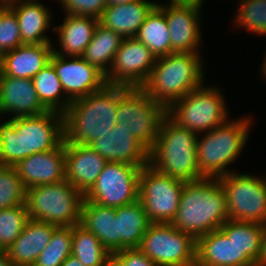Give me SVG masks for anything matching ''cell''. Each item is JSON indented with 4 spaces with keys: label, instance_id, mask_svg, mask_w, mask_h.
Segmentation results:
<instances>
[{
    "label": "cell",
    "instance_id": "cell-29",
    "mask_svg": "<svg viewBox=\"0 0 266 266\" xmlns=\"http://www.w3.org/2000/svg\"><path fill=\"white\" fill-rule=\"evenodd\" d=\"M123 39L124 38L120 34L98 23L92 40L85 48L81 57L85 59L89 65L95 66L106 75Z\"/></svg>",
    "mask_w": 266,
    "mask_h": 266
},
{
    "label": "cell",
    "instance_id": "cell-35",
    "mask_svg": "<svg viewBox=\"0 0 266 266\" xmlns=\"http://www.w3.org/2000/svg\"><path fill=\"white\" fill-rule=\"evenodd\" d=\"M28 219L26 205L0 209V251H6L18 238Z\"/></svg>",
    "mask_w": 266,
    "mask_h": 266
},
{
    "label": "cell",
    "instance_id": "cell-18",
    "mask_svg": "<svg viewBox=\"0 0 266 266\" xmlns=\"http://www.w3.org/2000/svg\"><path fill=\"white\" fill-rule=\"evenodd\" d=\"M14 168L26 190L33 186L55 184L66 180L65 141L63 140L55 149L24 158Z\"/></svg>",
    "mask_w": 266,
    "mask_h": 266
},
{
    "label": "cell",
    "instance_id": "cell-47",
    "mask_svg": "<svg viewBox=\"0 0 266 266\" xmlns=\"http://www.w3.org/2000/svg\"><path fill=\"white\" fill-rule=\"evenodd\" d=\"M260 70H261V72H262L261 75H263L262 77H264L265 80H266V53H265L264 61H263V63H262V67H261Z\"/></svg>",
    "mask_w": 266,
    "mask_h": 266
},
{
    "label": "cell",
    "instance_id": "cell-36",
    "mask_svg": "<svg viewBox=\"0 0 266 266\" xmlns=\"http://www.w3.org/2000/svg\"><path fill=\"white\" fill-rule=\"evenodd\" d=\"M235 26L252 33L266 35V0H238Z\"/></svg>",
    "mask_w": 266,
    "mask_h": 266
},
{
    "label": "cell",
    "instance_id": "cell-32",
    "mask_svg": "<svg viewBox=\"0 0 266 266\" xmlns=\"http://www.w3.org/2000/svg\"><path fill=\"white\" fill-rule=\"evenodd\" d=\"M219 229L233 240L240 255H247L258 266L263 224L228 219Z\"/></svg>",
    "mask_w": 266,
    "mask_h": 266
},
{
    "label": "cell",
    "instance_id": "cell-40",
    "mask_svg": "<svg viewBox=\"0 0 266 266\" xmlns=\"http://www.w3.org/2000/svg\"><path fill=\"white\" fill-rule=\"evenodd\" d=\"M124 266H156L139 248L124 249L113 254Z\"/></svg>",
    "mask_w": 266,
    "mask_h": 266
},
{
    "label": "cell",
    "instance_id": "cell-14",
    "mask_svg": "<svg viewBox=\"0 0 266 266\" xmlns=\"http://www.w3.org/2000/svg\"><path fill=\"white\" fill-rule=\"evenodd\" d=\"M155 61L156 57L144 43L135 37L124 38L105 75L106 83L141 88L149 79Z\"/></svg>",
    "mask_w": 266,
    "mask_h": 266
},
{
    "label": "cell",
    "instance_id": "cell-48",
    "mask_svg": "<svg viewBox=\"0 0 266 266\" xmlns=\"http://www.w3.org/2000/svg\"><path fill=\"white\" fill-rule=\"evenodd\" d=\"M13 0H0V4H7L8 2H11Z\"/></svg>",
    "mask_w": 266,
    "mask_h": 266
},
{
    "label": "cell",
    "instance_id": "cell-7",
    "mask_svg": "<svg viewBox=\"0 0 266 266\" xmlns=\"http://www.w3.org/2000/svg\"><path fill=\"white\" fill-rule=\"evenodd\" d=\"M84 194L67 180L33 186L26 190L25 205L29 218L60 226L80 224Z\"/></svg>",
    "mask_w": 266,
    "mask_h": 266
},
{
    "label": "cell",
    "instance_id": "cell-5",
    "mask_svg": "<svg viewBox=\"0 0 266 266\" xmlns=\"http://www.w3.org/2000/svg\"><path fill=\"white\" fill-rule=\"evenodd\" d=\"M197 137V133L180 127L166 116L156 143L149 151V164L185 182L202 179L197 164Z\"/></svg>",
    "mask_w": 266,
    "mask_h": 266
},
{
    "label": "cell",
    "instance_id": "cell-1",
    "mask_svg": "<svg viewBox=\"0 0 266 266\" xmlns=\"http://www.w3.org/2000/svg\"><path fill=\"white\" fill-rule=\"evenodd\" d=\"M64 140V114L47 111L0 122V165L15 166L28 156L55 149Z\"/></svg>",
    "mask_w": 266,
    "mask_h": 266
},
{
    "label": "cell",
    "instance_id": "cell-34",
    "mask_svg": "<svg viewBox=\"0 0 266 266\" xmlns=\"http://www.w3.org/2000/svg\"><path fill=\"white\" fill-rule=\"evenodd\" d=\"M73 226H60L53 230L50 242L37 257L33 266H61L71 255Z\"/></svg>",
    "mask_w": 266,
    "mask_h": 266
},
{
    "label": "cell",
    "instance_id": "cell-19",
    "mask_svg": "<svg viewBox=\"0 0 266 266\" xmlns=\"http://www.w3.org/2000/svg\"><path fill=\"white\" fill-rule=\"evenodd\" d=\"M47 111L39 100L32 79L5 76L0 72V116H36Z\"/></svg>",
    "mask_w": 266,
    "mask_h": 266
},
{
    "label": "cell",
    "instance_id": "cell-23",
    "mask_svg": "<svg viewBox=\"0 0 266 266\" xmlns=\"http://www.w3.org/2000/svg\"><path fill=\"white\" fill-rule=\"evenodd\" d=\"M38 1L13 0L6 4L17 16L22 44L53 43L44 34L52 25L51 10Z\"/></svg>",
    "mask_w": 266,
    "mask_h": 266
},
{
    "label": "cell",
    "instance_id": "cell-17",
    "mask_svg": "<svg viewBox=\"0 0 266 266\" xmlns=\"http://www.w3.org/2000/svg\"><path fill=\"white\" fill-rule=\"evenodd\" d=\"M125 126L126 123L117 122L112 129L88 145L107 162L149 164V150Z\"/></svg>",
    "mask_w": 266,
    "mask_h": 266
},
{
    "label": "cell",
    "instance_id": "cell-43",
    "mask_svg": "<svg viewBox=\"0 0 266 266\" xmlns=\"http://www.w3.org/2000/svg\"><path fill=\"white\" fill-rule=\"evenodd\" d=\"M0 266H13L6 251H0Z\"/></svg>",
    "mask_w": 266,
    "mask_h": 266
},
{
    "label": "cell",
    "instance_id": "cell-3",
    "mask_svg": "<svg viewBox=\"0 0 266 266\" xmlns=\"http://www.w3.org/2000/svg\"><path fill=\"white\" fill-rule=\"evenodd\" d=\"M127 86L106 84L88 96L72 100L64 114V141L69 145H88L117 123L118 99Z\"/></svg>",
    "mask_w": 266,
    "mask_h": 266
},
{
    "label": "cell",
    "instance_id": "cell-12",
    "mask_svg": "<svg viewBox=\"0 0 266 266\" xmlns=\"http://www.w3.org/2000/svg\"><path fill=\"white\" fill-rule=\"evenodd\" d=\"M185 181L145 165L139 176V200L151 223H171L178 211Z\"/></svg>",
    "mask_w": 266,
    "mask_h": 266
},
{
    "label": "cell",
    "instance_id": "cell-15",
    "mask_svg": "<svg viewBox=\"0 0 266 266\" xmlns=\"http://www.w3.org/2000/svg\"><path fill=\"white\" fill-rule=\"evenodd\" d=\"M163 10L170 32L171 53L198 52L202 44L200 3H157Z\"/></svg>",
    "mask_w": 266,
    "mask_h": 266
},
{
    "label": "cell",
    "instance_id": "cell-28",
    "mask_svg": "<svg viewBox=\"0 0 266 266\" xmlns=\"http://www.w3.org/2000/svg\"><path fill=\"white\" fill-rule=\"evenodd\" d=\"M80 225L92 232L112 255L117 252L115 208L83 200Z\"/></svg>",
    "mask_w": 266,
    "mask_h": 266
},
{
    "label": "cell",
    "instance_id": "cell-45",
    "mask_svg": "<svg viewBox=\"0 0 266 266\" xmlns=\"http://www.w3.org/2000/svg\"><path fill=\"white\" fill-rule=\"evenodd\" d=\"M167 4H176V3H199V0H167Z\"/></svg>",
    "mask_w": 266,
    "mask_h": 266
},
{
    "label": "cell",
    "instance_id": "cell-26",
    "mask_svg": "<svg viewBox=\"0 0 266 266\" xmlns=\"http://www.w3.org/2000/svg\"><path fill=\"white\" fill-rule=\"evenodd\" d=\"M99 19L91 16L65 15L63 23L52 27L58 33L61 50L53 48V53L65 57H81L91 42Z\"/></svg>",
    "mask_w": 266,
    "mask_h": 266
},
{
    "label": "cell",
    "instance_id": "cell-11",
    "mask_svg": "<svg viewBox=\"0 0 266 266\" xmlns=\"http://www.w3.org/2000/svg\"><path fill=\"white\" fill-rule=\"evenodd\" d=\"M139 249L156 266H195L196 239L171 223H151Z\"/></svg>",
    "mask_w": 266,
    "mask_h": 266
},
{
    "label": "cell",
    "instance_id": "cell-39",
    "mask_svg": "<svg viewBox=\"0 0 266 266\" xmlns=\"http://www.w3.org/2000/svg\"><path fill=\"white\" fill-rule=\"evenodd\" d=\"M66 15L91 16L100 19L107 7L106 0H58Z\"/></svg>",
    "mask_w": 266,
    "mask_h": 266
},
{
    "label": "cell",
    "instance_id": "cell-30",
    "mask_svg": "<svg viewBox=\"0 0 266 266\" xmlns=\"http://www.w3.org/2000/svg\"><path fill=\"white\" fill-rule=\"evenodd\" d=\"M156 58L171 53L170 32L163 10L156 5L141 25L136 37Z\"/></svg>",
    "mask_w": 266,
    "mask_h": 266
},
{
    "label": "cell",
    "instance_id": "cell-38",
    "mask_svg": "<svg viewBox=\"0 0 266 266\" xmlns=\"http://www.w3.org/2000/svg\"><path fill=\"white\" fill-rule=\"evenodd\" d=\"M22 45L19 22L16 14L0 4V56Z\"/></svg>",
    "mask_w": 266,
    "mask_h": 266
},
{
    "label": "cell",
    "instance_id": "cell-41",
    "mask_svg": "<svg viewBox=\"0 0 266 266\" xmlns=\"http://www.w3.org/2000/svg\"><path fill=\"white\" fill-rule=\"evenodd\" d=\"M258 266H266V223L263 224Z\"/></svg>",
    "mask_w": 266,
    "mask_h": 266
},
{
    "label": "cell",
    "instance_id": "cell-42",
    "mask_svg": "<svg viewBox=\"0 0 266 266\" xmlns=\"http://www.w3.org/2000/svg\"><path fill=\"white\" fill-rule=\"evenodd\" d=\"M61 266H84L76 257L70 255L67 259L61 264Z\"/></svg>",
    "mask_w": 266,
    "mask_h": 266
},
{
    "label": "cell",
    "instance_id": "cell-49",
    "mask_svg": "<svg viewBox=\"0 0 266 266\" xmlns=\"http://www.w3.org/2000/svg\"><path fill=\"white\" fill-rule=\"evenodd\" d=\"M203 1H204V0H199V3H200V4H204Z\"/></svg>",
    "mask_w": 266,
    "mask_h": 266
},
{
    "label": "cell",
    "instance_id": "cell-46",
    "mask_svg": "<svg viewBox=\"0 0 266 266\" xmlns=\"http://www.w3.org/2000/svg\"><path fill=\"white\" fill-rule=\"evenodd\" d=\"M108 5L112 4H122V3H129L135 0H106Z\"/></svg>",
    "mask_w": 266,
    "mask_h": 266
},
{
    "label": "cell",
    "instance_id": "cell-24",
    "mask_svg": "<svg viewBox=\"0 0 266 266\" xmlns=\"http://www.w3.org/2000/svg\"><path fill=\"white\" fill-rule=\"evenodd\" d=\"M57 226L29 218L18 238L6 250L13 266H33Z\"/></svg>",
    "mask_w": 266,
    "mask_h": 266
},
{
    "label": "cell",
    "instance_id": "cell-6",
    "mask_svg": "<svg viewBox=\"0 0 266 266\" xmlns=\"http://www.w3.org/2000/svg\"><path fill=\"white\" fill-rule=\"evenodd\" d=\"M251 117L228 119L203 136L197 137V164L204 178H219L230 172L229 167L242 153L252 127ZM251 125V126H250Z\"/></svg>",
    "mask_w": 266,
    "mask_h": 266
},
{
    "label": "cell",
    "instance_id": "cell-13",
    "mask_svg": "<svg viewBox=\"0 0 266 266\" xmlns=\"http://www.w3.org/2000/svg\"><path fill=\"white\" fill-rule=\"evenodd\" d=\"M145 165L107 162L85 200L118 208L139 199V176Z\"/></svg>",
    "mask_w": 266,
    "mask_h": 266
},
{
    "label": "cell",
    "instance_id": "cell-16",
    "mask_svg": "<svg viewBox=\"0 0 266 266\" xmlns=\"http://www.w3.org/2000/svg\"><path fill=\"white\" fill-rule=\"evenodd\" d=\"M58 75L65 95L72 101L102 89L105 75L82 57H65L52 53L49 61Z\"/></svg>",
    "mask_w": 266,
    "mask_h": 266
},
{
    "label": "cell",
    "instance_id": "cell-22",
    "mask_svg": "<svg viewBox=\"0 0 266 266\" xmlns=\"http://www.w3.org/2000/svg\"><path fill=\"white\" fill-rule=\"evenodd\" d=\"M53 43L22 44L0 56V72L5 76L32 79L50 61Z\"/></svg>",
    "mask_w": 266,
    "mask_h": 266
},
{
    "label": "cell",
    "instance_id": "cell-25",
    "mask_svg": "<svg viewBox=\"0 0 266 266\" xmlns=\"http://www.w3.org/2000/svg\"><path fill=\"white\" fill-rule=\"evenodd\" d=\"M157 3L150 0H135L107 5L99 23L123 38L136 37L141 25Z\"/></svg>",
    "mask_w": 266,
    "mask_h": 266
},
{
    "label": "cell",
    "instance_id": "cell-37",
    "mask_svg": "<svg viewBox=\"0 0 266 266\" xmlns=\"http://www.w3.org/2000/svg\"><path fill=\"white\" fill-rule=\"evenodd\" d=\"M26 189L14 166L0 165V209L25 205Z\"/></svg>",
    "mask_w": 266,
    "mask_h": 266
},
{
    "label": "cell",
    "instance_id": "cell-21",
    "mask_svg": "<svg viewBox=\"0 0 266 266\" xmlns=\"http://www.w3.org/2000/svg\"><path fill=\"white\" fill-rule=\"evenodd\" d=\"M195 266H256L240 251L233 240L220 230H214L196 239Z\"/></svg>",
    "mask_w": 266,
    "mask_h": 266
},
{
    "label": "cell",
    "instance_id": "cell-31",
    "mask_svg": "<svg viewBox=\"0 0 266 266\" xmlns=\"http://www.w3.org/2000/svg\"><path fill=\"white\" fill-rule=\"evenodd\" d=\"M32 82L39 100L48 111L66 113L71 100L64 95L60 79L50 62L32 78Z\"/></svg>",
    "mask_w": 266,
    "mask_h": 266
},
{
    "label": "cell",
    "instance_id": "cell-9",
    "mask_svg": "<svg viewBox=\"0 0 266 266\" xmlns=\"http://www.w3.org/2000/svg\"><path fill=\"white\" fill-rule=\"evenodd\" d=\"M117 122L127 129L149 151L154 147L167 108L155 102L142 88H129L119 99Z\"/></svg>",
    "mask_w": 266,
    "mask_h": 266
},
{
    "label": "cell",
    "instance_id": "cell-8",
    "mask_svg": "<svg viewBox=\"0 0 266 266\" xmlns=\"http://www.w3.org/2000/svg\"><path fill=\"white\" fill-rule=\"evenodd\" d=\"M206 86L190 91L167 108V116L177 125L201 135L230 119L220 88Z\"/></svg>",
    "mask_w": 266,
    "mask_h": 266
},
{
    "label": "cell",
    "instance_id": "cell-20",
    "mask_svg": "<svg viewBox=\"0 0 266 266\" xmlns=\"http://www.w3.org/2000/svg\"><path fill=\"white\" fill-rule=\"evenodd\" d=\"M107 161L89 145L65 142L66 180L84 195L97 181Z\"/></svg>",
    "mask_w": 266,
    "mask_h": 266
},
{
    "label": "cell",
    "instance_id": "cell-4",
    "mask_svg": "<svg viewBox=\"0 0 266 266\" xmlns=\"http://www.w3.org/2000/svg\"><path fill=\"white\" fill-rule=\"evenodd\" d=\"M200 52H174L156 58L149 79L141 87L155 102L168 108L204 83Z\"/></svg>",
    "mask_w": 266,
    "mask_h": 266
},
{
    "label": "cell",
    "instance_id": "cell-10",
    "mask_svg": "<svg viewBox=\"0 0 266 266\" xmlns=\"http://www.w3.org/2000/svg\"><path fill=\"white\" fill-rule=\"evenodd\" d=\"M218 180L226 195L230 220L266 223L265 177L230 172Z\"/></svg>",
    "mask_w": 266,
    "mask_h": 266
},
{
    "label": "cell",
    "instance_id": "cell-33",
    "mask_svg": "<svg viewBox=\"0 0 266 266\" xmlns=\"http://www.w3.org/2000/svg\"><path fill=\"white\" fill-rule=\"evenodd\" d=\"M71 255L84 266H106L111 256L100 240L80 224L73 226Z\"/></svg>",
    "mask_w": 266,
    "mask_h": 266
},
{
    "label": "cell",
    "instance_id": "cell-44",
    "mask_svg": "<svg viewBox=\"0 0 266 266\" xmlns=\"http://www.w3.org/2000/svg\"><path fill=\"white\" fill-rule=\"evenodd\" d=\"M106 266H124L113 254L107 260Z\"/></svg>",
    "mask_w": 266,
    "mask_h": 266
},
{
    "label": "cell",
    "instance_id": "cell-27",
    "mask_svg": "<svg viewBox=\"0 0 266 266\" xmlns=\"http://www.w3.org/2000/svg\"><path fill=\"white\" fill-rule=\"evenodd\" d=\"M117 220V251L139 248L151 224L141 201L115 208Z\"/></svg>",
    "mask_w": 266,
    "mask_h": 266
},
{
    "label": "cell",
    "instance_id": "cell-2",
    "mask_svg": "<svg viewBox=\"0 0 266 266\" xmlns=\"http://www.w3.org/2000/svg\"><path fill=\"white\" fill-rule=\"evenodd\" d=\"M225 192L218 178L187 181L171 224L195 239L218 230L228 220Z\"/></svg>",
    "mask_w": 266,
    "mask_h": 266
}]
</instances>
